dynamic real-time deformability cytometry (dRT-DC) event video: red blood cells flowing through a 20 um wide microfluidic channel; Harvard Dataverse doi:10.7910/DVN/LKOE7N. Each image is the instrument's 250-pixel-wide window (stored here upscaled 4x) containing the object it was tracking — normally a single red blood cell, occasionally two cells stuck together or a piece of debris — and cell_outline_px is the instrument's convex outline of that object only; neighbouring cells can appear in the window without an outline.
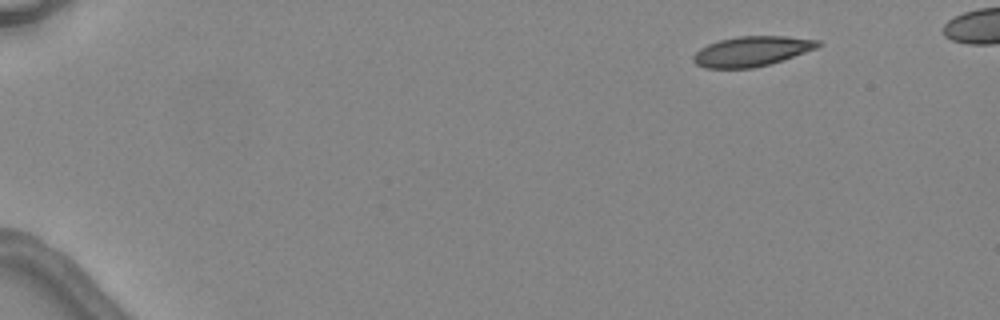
{"species": "common noctule bat (a hibernating species)", "species_latin": "Nyctalus noctula", "temperature_condition": "warm", "stored_images_in_passage": 4, "camera_frame_rate_fps": 3000, "um_per_image_px": 0.085, "animal": {"sex": "female", "body_mass_g": 24.6, "forearm_length_mm": 56.2}, "frame": {"image": 1, "passage_image": 1, "time_ms": 0.0, "image_size_px": [1000, 320], "cell_outline_px": [[824, 44], [816, 48], [784, 60], [772, 64], [752, 68], [704, 68], [696, 64], [692, 60], [692, 56], [700, 48], [708, 44], [720, 40], [740, 36], [784, 36], [820, 40]], "centroid_in_image_um": [63.91, 4.36], "position_along_channel_um": 21.1, "area_um2": 21.91}}